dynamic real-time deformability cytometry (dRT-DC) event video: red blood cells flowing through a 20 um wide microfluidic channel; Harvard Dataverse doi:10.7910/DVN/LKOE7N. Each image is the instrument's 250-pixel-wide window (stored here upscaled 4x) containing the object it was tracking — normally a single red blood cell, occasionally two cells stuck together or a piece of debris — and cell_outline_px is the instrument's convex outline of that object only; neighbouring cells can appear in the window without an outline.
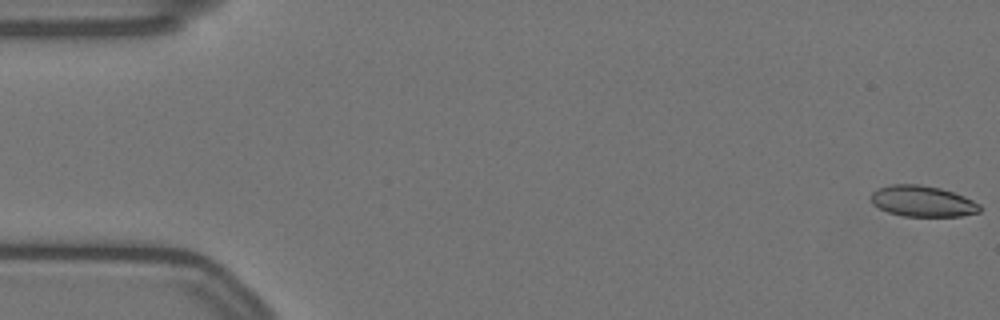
{"species": "Egyptian fruit bat (a non-hibernating species)", "species_latin": "Rousettus aegyptiacus", "temperature_condition": "warm", "stored_images_in_passage": 16, "camera_frame_rate_fps": 3000, "um_per_image_px": 0.085, "animal": {"sex": "female"}, "frame": {"image": 1, "passage_image": 1, "time_ms": 0.0, "image_size_px": [1000, 320], "cell_outline_px": [[980, 212], [960, 216], [904, 216], [888, 212], [872, 204], [872, 192], [876, 188], [892, 184], [920, 184], [940, 188], [964, 196], [980, 204]], "centroid_in_image_um": [78.41, 17.1], "position_along_channel_um": 6.6, "area_um2": 19.59}}
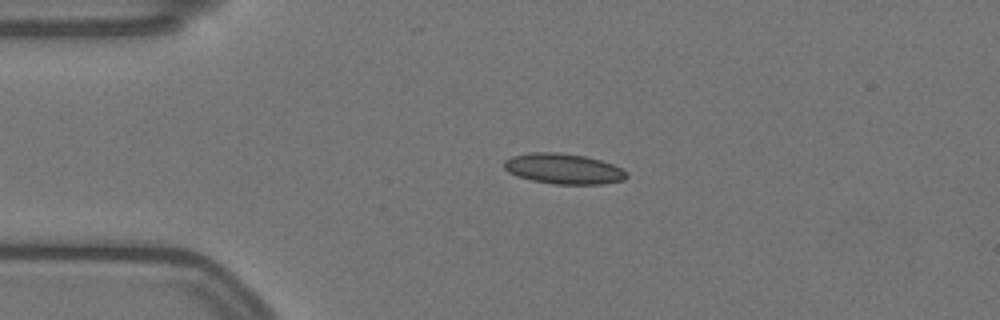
{"frame": {"image": 2, "passage_image": 13, "time_ms": 4.0, "image_size_px": [1000, 320], "cell_outline_px": [[628, 176], [624, 180], [604, 184], [556, 184], [532, 180], [508, 172], [504, 168], [504, 160], [512, 156], [532, 152], [556, 152], [584, 156], [600, 160], [612, 164], [628, 172]], "centroid_in_image_um": [47.91, 14.34], "position_along_channel_um": 37.1, "area_um2": 21.62}}